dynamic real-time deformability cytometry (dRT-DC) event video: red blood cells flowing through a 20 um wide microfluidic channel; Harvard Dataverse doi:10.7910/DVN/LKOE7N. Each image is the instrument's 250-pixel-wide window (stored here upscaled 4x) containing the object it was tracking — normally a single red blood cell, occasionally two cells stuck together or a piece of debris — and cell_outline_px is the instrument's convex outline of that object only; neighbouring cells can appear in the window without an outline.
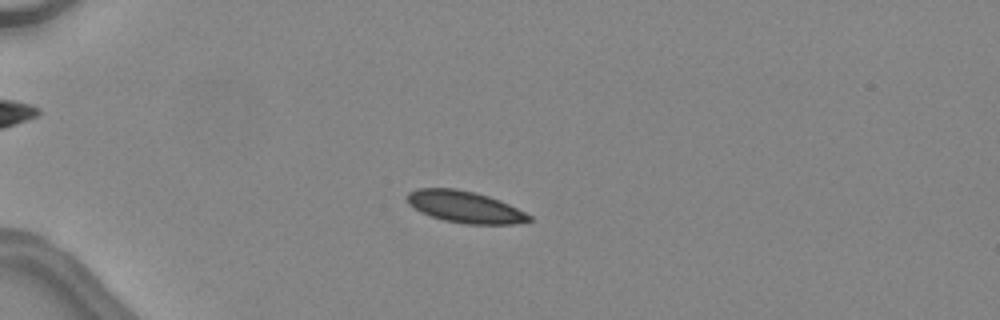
{"species": "common noctule bat (a hibernating species)", "species_latin": "Nyctalus noctula", "temperature_condition": "warm", "stored_images_in_passage": 48, "camera_frame_rate_fps": 3000, "um_per_image_px": 0.085, "animal": {"sex": "female", "body_mass_g": 24.6, "forearm_length_mm": 56.2}, "frame": {"image": 1, "passage_image": 14, "time_ms": 4.333, "image_size_px": [1000, 320], "cell_outline_px": [[532, 220], [516, 224], [464, 224], [444, 220], [420, 212], [408, 204], [408, 192], [416, 188], [456, 188], [476, 192], [500, 200], [532, 216]], "centroid_in_image_um": [39.51, 17.58], "position_along_channel_um": 45.5, "area_um2": 22.54}}
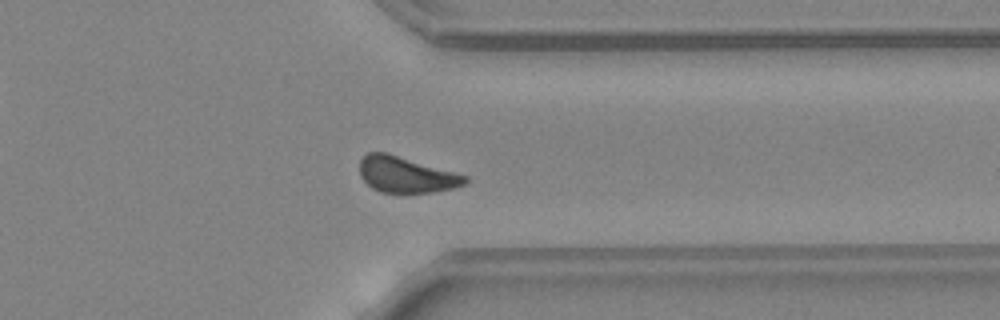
{"frame": {"image": 2, "passage_image": 39, "time_ms": 12.667, "image_size_px": [1000, 320], "cell_outline_px": [[468, 180], [464, 184], [452, 188], [432, 192], [380, 192], [372, 188], [360, 176], [360, 160], [368, 152], [388, 152], [468, 176]], "centroid_in_image_um": [34.5, 14.83], "position_along_channel_um": 376.9, "area_um2": 21.96}}
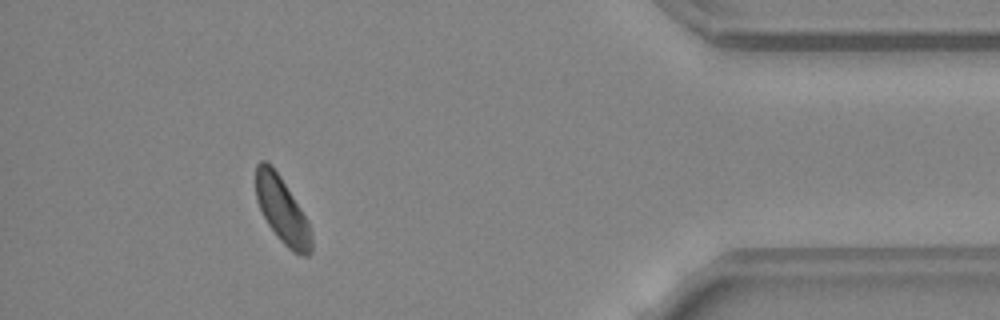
{"frame": {"image": 3, "passage_image": 44, "time_ms": 14.333, "image_size_px": [1000, 320], "cell_outline_px": [[312, 252], [308, 256], [300, 256], [292, 252], [276, 236], [268, 224], [256, 200], [256, 164], [260, 160], [268, 160], [272, 164], [280, 176], [300, 208], [308, 224], [312, 240]], "centroid_in_image_um": [23.96, 17.86], "position_along_channel_um": 411.2, "area_um2": 21.33}, "authors_computed_cell_mechanics": {"area_um2": 22.253, "velocity_mm_per_s": 4.497, "shape_relaxation_time_tau1_ms": 1.4109, "shape_relaxation_time_tau2_ms": null, "deformation_change_tau1": 0.0584, "deformation_change_tau2": null}}